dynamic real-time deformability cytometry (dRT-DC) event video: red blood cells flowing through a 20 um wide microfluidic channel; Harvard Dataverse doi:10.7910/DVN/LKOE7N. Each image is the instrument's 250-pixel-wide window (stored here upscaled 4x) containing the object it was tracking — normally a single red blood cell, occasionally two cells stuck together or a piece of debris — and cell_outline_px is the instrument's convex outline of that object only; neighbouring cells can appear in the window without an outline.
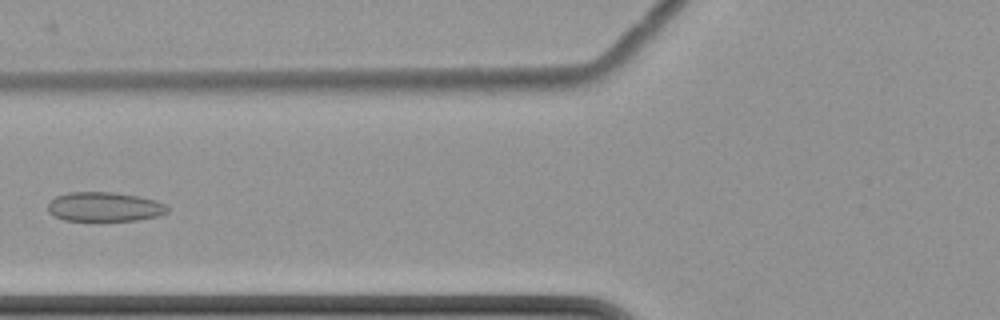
{"species": "common noctule bat (a hibernating species)", "species_latin": "Nyctalus noctula", "temperature_condition": "cold", "stored_images_in_passage": 9, "camera_frame_rate_fps": 3000, "um_per_image_px": 0.085, "animal": {"sex": "female", "body_mass_g": 22.7, "forearm_length_mm": 54.2}, "frame": {"image": 1, "passage_image": 8, "time_ms": 8.667, "image_size_px": [1000, 320], "cell_outline_px": [[168, 212], [160, 216], [136, 220], [64, 220], [52, 216], [48, 212], [48, 204], [56, 196], [68, 192], [112, 192], [140, 196], [156, 200], [164, 204], [168, 208]], "centroid_in_image_um": [8.88, 17.57], "position_along_channel_um": 116.9, "area_um2": 20.52}}
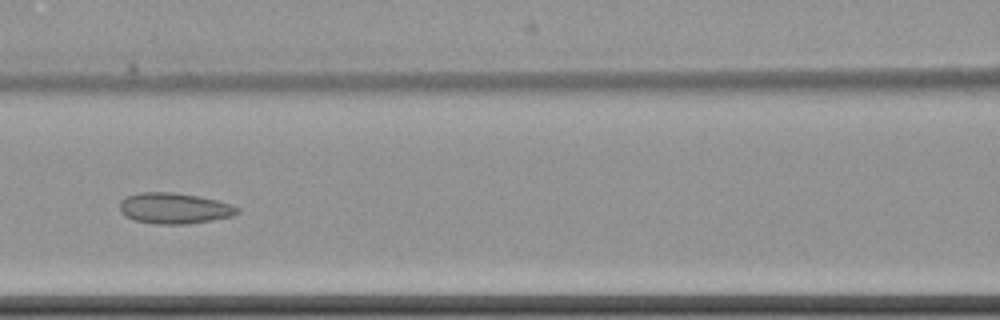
{"frame": {"image": 2, "passage_image": 9, "time_ms": 9.667, "image_size_px": [1000, 320], "cell_outline_px": [[240, 212], [232, 216], [184, 224], [152, 224], [136, 220], [124, 216], [120, 212], [120, 200], [128, 196], [140, 192], [172, 192], [200, 196], [232, 204], [240, 208]], "centroid_in_image_um": [14.8, 17.69], "position_along_channel_um": 151.8, "area_um2": 21.15}}